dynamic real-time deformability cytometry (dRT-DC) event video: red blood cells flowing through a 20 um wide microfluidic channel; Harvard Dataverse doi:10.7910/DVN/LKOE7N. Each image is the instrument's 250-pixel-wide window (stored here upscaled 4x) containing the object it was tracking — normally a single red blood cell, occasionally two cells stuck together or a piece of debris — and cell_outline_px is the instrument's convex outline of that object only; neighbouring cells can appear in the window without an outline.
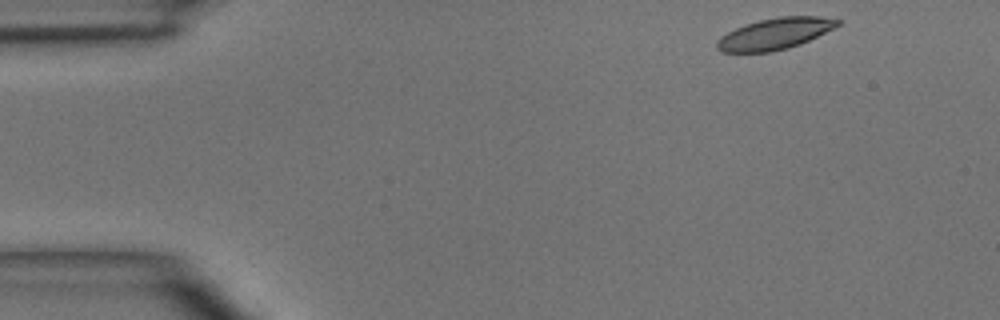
{"species": "common noctule bat (a hibernating species)", "species_latin": "Nyctalus noctula", "temperature_condition": "room temperature", "stored_images_in_passage": 3, "camera_frame_rate_fps": 3000, "um_per_image_px": 0.085, "animal": {"sex": "male", "body_mass_g": 15.6}, "frame": {"image": 1, "passage_image": 1, "time_ms": 0.0, "image_size_px": [1000, 320], "cell_outline_px": [[844, 20], [840, 24], [800, 44], [788, 48], [772, 52], [720, 52], [716, 48], [716, 40], [720, 36], [744, 24], [760, 20], [780, 16], [820, 16]], "centroid_in_image_um": [65.83, 2.87], "position_along_channel_um": 19.2, "area_um2": 22.02}}